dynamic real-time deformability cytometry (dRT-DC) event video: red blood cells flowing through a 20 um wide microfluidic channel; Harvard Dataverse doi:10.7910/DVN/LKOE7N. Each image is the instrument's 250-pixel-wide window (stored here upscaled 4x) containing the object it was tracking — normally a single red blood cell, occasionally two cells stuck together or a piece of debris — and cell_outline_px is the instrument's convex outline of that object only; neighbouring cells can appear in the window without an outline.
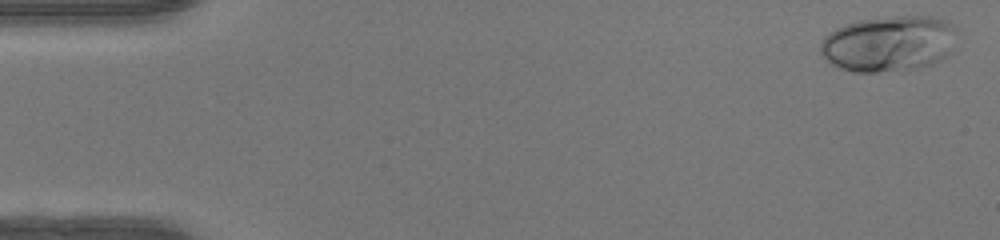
{"species": "human", "species_latin": "Homo sapiens", "temperature_condition": "warm", "stored_images_in_passage": 49, "camera_frame_rate_fps": 3000, "um_per_image_px": 0.085, "donor": {"sex": "female"}, "frame": {"image": 1, "passage_image": 2, "time_ms": 0.333, "image_size_px": [1000, 240], "cell_outline_px": [[956, 28], [952, 52], [940, 60], [932, 64], [916, 68], [876, 72], [856, 72], [840, 68], [832, 64], [820, 52], [820, 44], [824, 36], [836, 28], [844, 24], [860, 20], [896, 16], [928, 16], [948, 20]], "centroid_in_image_um": [75.56, 3.7], "position_along_channel_um": 9.4, "area_um2": 44.45}}
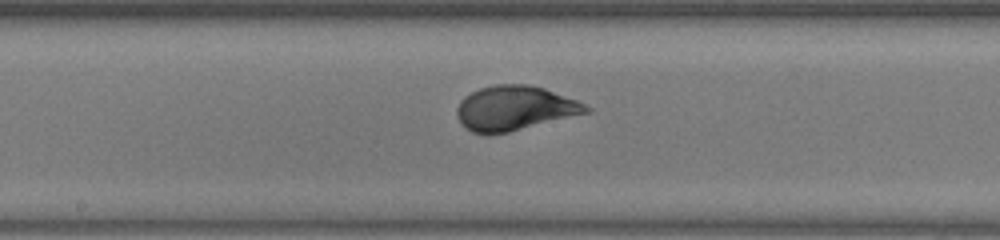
{"frame": {"image": 2, "passage_image": 26, "time_ms": 8.333, "image_size_px": [1000, 240], "cell_outline_px": [[592, 112], [508, 132], [488, 136], [484, 136], [472, 132], [464, 128], [456, 116], [456, 108], [460, 100], [464, 96], [480, 88], [496, 84], [528, 84], [544, 88], [576, 100], [592, 108]], "centroid_in_image_um": [43.71, 9.22], "position_along_channel_um": 204.5, "area_um2": 33.99}}
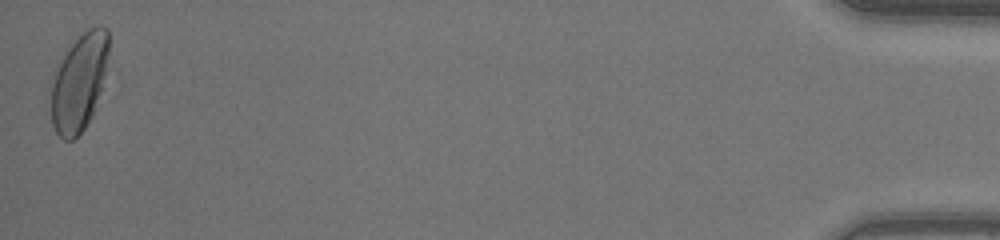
{"frame": {"image": 3, "passage_image": 49, "time_ms": 16.0, "image_size_px": [1000, 240], "cell_outline_px": [[108, 88], [92, 116], [84, 128], [72, 140], [64, 140], [56, 132], [52, 124], [48, 88], [48, 84], [56, 68], [68, 48], [88, 28], [96, 24], [100, 24], [108, 28]], "centroid_in_image_um": [6.77, 7.0], "position_along_channel_um": 428.4, "area_um2": 34.56}, "authors_computed_cell_mechanics": {"area_um2": 33.4084, "velocity_mm_per_s": 4.2122, "shape_relaxation_time_tau1_ms": 3.2547, "shape_relaxation_time_tau2_ms": null, "deformation_change_tau1": 0.1816, "deformation_change_tau2": null}}